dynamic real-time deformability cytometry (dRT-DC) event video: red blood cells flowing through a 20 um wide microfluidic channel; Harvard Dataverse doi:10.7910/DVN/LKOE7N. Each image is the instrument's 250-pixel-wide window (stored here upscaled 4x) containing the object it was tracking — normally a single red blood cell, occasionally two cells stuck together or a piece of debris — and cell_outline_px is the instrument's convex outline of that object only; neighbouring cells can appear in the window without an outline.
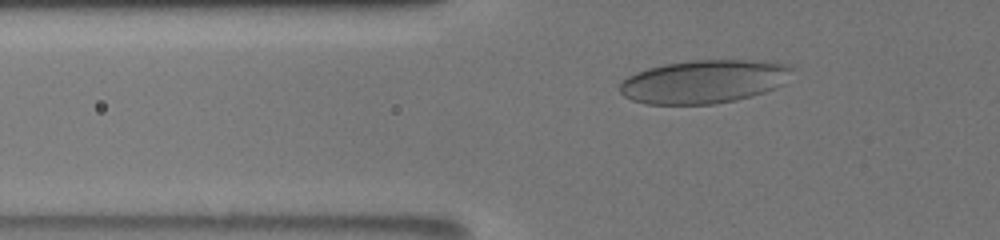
{"species": "human", "species_latin": "Homo sapiens", "temperature_condition": "room temperature", "stored_images_in_passage": 80, "camera_frame_rate_fps": 3000, "um_per_image_px": 0.085, "donor": {"sex": "male"}, "frame": {"image": 1, "passage_image": 23, "time_ms": 5.0, "image_size_px": [1000, 240], "cell_outline_px": [[792, 68], [784, 84], [776, 88], [752, 96], [736, 100], [716, 104], [648, 104], [632, 100], [624, 96], [620, 92], [620, 84], [628, 76], [636, 72], [648, 68], [664, 64], [692, 60], [764, 60], [788, 64]], "centroid_in_image_um": [59.85, 6.93], "position_along_channel_um": 65.9, "area_um2": 43.64}}
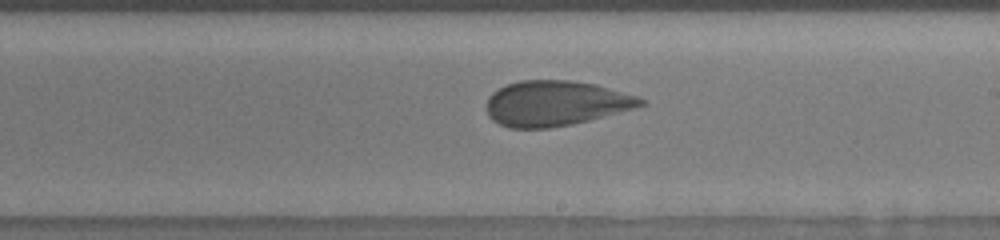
{"frame": {"image": 2, "passage_image": 46, "time_ms": 10.0, "image_size_px": [1000, 240], "cell_outline_px": [[648, 104], [636, 108], [572, 124], [548, 128], [508, 128], [492, 120], [488, 116], [488, 96], [492, 92], [508, 84], [520, 80], [572, 80], [596, 84], [636, 96], [644, 100]], "centroid_in_image_um": [47.23, 8.78], "position_along_channel_um": 241.8, "area_um2": 40.52}}
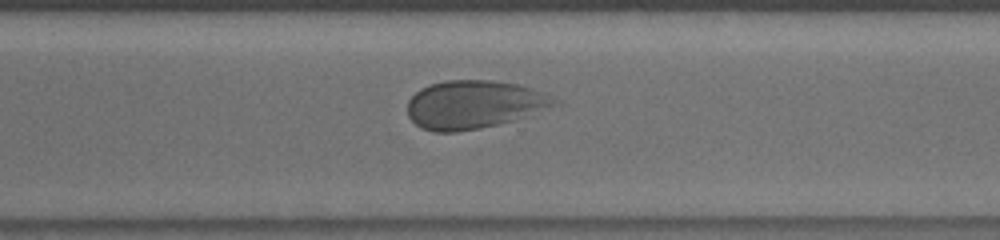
{"frame": {"image": 3, "passage_image": 62, "time_ms": 12.333, "image_size_px": [1000, 240], "cell_outline_px": [[564, 104], [516, 120], [480, 128], [456, 132], [432, 132], [420, 128], [408, 116], [408, 100], [420, 88], [428, 84], [444, 80], [492, 80], [520, 84], [544, 92], [560, 100]], "centroid_in_image_um": [40.35, 8.88], "position_along_channel_um": 330.2, "area_um2": 42.14}}